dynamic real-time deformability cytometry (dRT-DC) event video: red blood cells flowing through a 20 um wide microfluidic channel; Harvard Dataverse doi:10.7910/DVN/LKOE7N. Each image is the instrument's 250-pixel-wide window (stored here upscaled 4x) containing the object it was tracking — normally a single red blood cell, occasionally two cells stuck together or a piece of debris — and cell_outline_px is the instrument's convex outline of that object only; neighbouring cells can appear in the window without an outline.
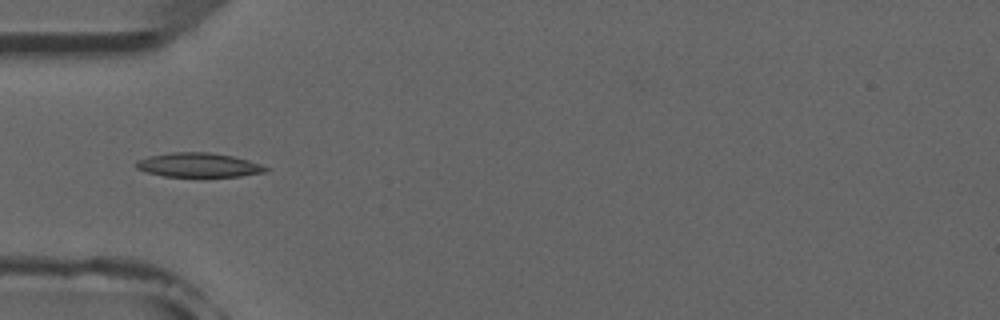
{"species": "common noctule bat (a hibernating species)", "species_latin": "Nyctalus noctula", "temperature_condition": "room temperature", "stored_images_in_passage": 4, "camera_frame_rate_fps": 3000, "um_per_image_px": 0.085, "animal": {"sex": "male", "forearm_length_mm": 52.5}, "frame": {"image": 1, "passage_image": 2, "time_ms": 1.333, "image_size_px": [1000, 320], "cell_outline_px": [[268, 168], [264, 172], [240, 176], [164, 176], [144, 172], [136, 168], [136, 160], [148, 156], [172, 152], [208, 152], [232, 156], [248, 160], [260, 164]], "centroid_in_image_um": [16.81, 14.02], "position_along_channel_um": 68.2, "area_um2": 18.15}}
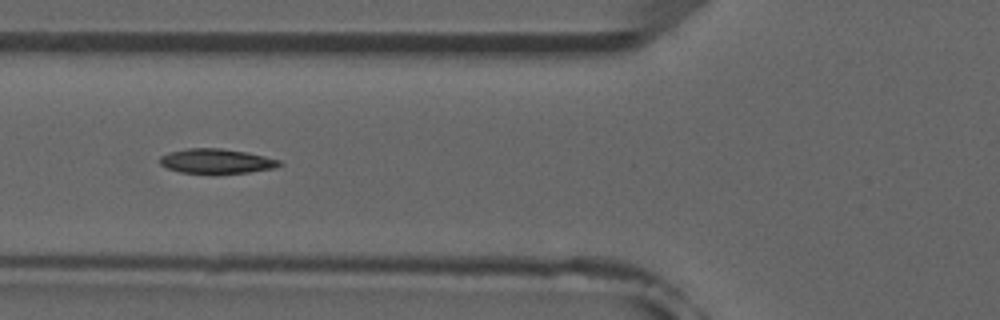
{"frame": {"image": 2, "passage_image": 3, "time_ms": 2.333, "image_size_px": [1000, 320], "cell_outline_px": [[284, 164], [276, 168], [248, 172], [212, 176], [180, 172], [168, 168], [160, 164], [160, 156], [168, 152], [188, 148], [220, 148], [248, 152], [280, 160]], "centroid_in_image_um": [18.41, 13.73], "position_along_channel_um": 107.4, "area_um2": 17.92}}
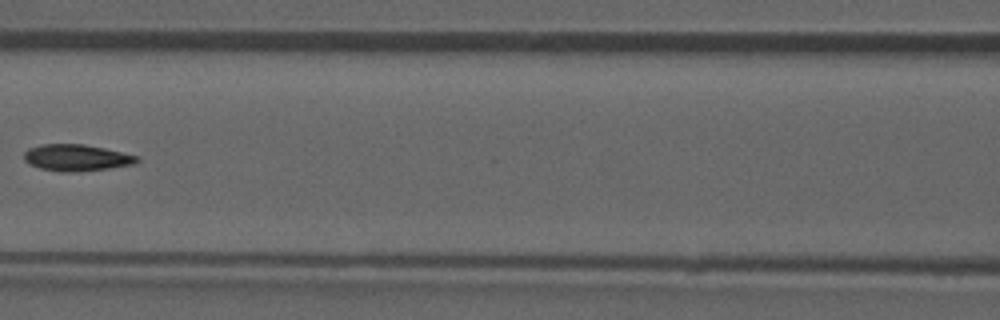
{"frame": {"image": 3, "passage_image": 4, "time_ms": 3.667, "image_size_px": [1000, 320], "cell_outline_px": [[140, 160], [136, 164], [108, 168], [72, 172], [60, 172], [40, 168], [28, 164], [24, 160], [24, 152], [28, 148], [44, 144], [84, 144], [104, 148], [140, 156]], "centroid_in_image_um": [6.51, 13.4], "position_along_channel_um": 160.1, "area_um2": 17.57}}